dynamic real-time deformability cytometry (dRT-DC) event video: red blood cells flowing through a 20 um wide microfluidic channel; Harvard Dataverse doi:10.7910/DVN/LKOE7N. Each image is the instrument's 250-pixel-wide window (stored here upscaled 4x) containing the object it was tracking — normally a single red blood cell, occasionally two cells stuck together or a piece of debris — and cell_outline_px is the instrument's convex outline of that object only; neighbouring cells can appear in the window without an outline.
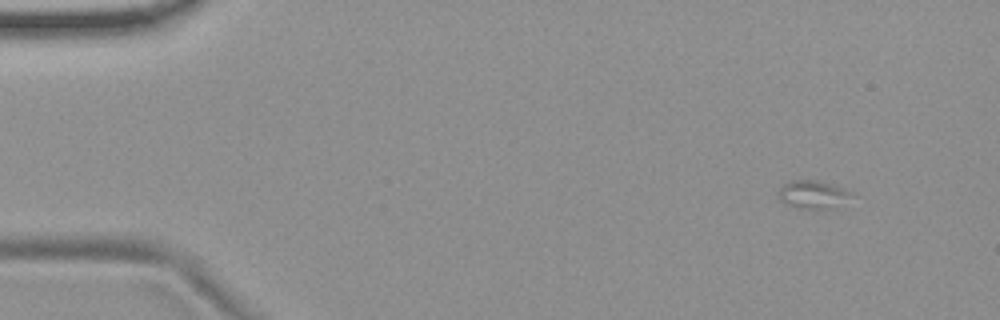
{"species": "common noctule bat (a hibernating species)", "species_latin": "Nyctalus noctula", "temperature_condition": "room temperature", "stored_images_in_passage": 7, "camera_frame_rate_fps": 3000, "um_per_image_px": 0.085, "animal": {"sex": "female", "body_mass_g": 19.9}, "frame": {"image": 1, "passage_image": 1, "time_ms": 0.0, "image_size_px": [1000, 320], "cell_outline_px": [[856, 196], [828, 208], [800, 208], [788, 204], [780, 200], [780, 188], [784, 184], [792, 180], [820, 180], [836, 184], [852, 192]], "centroid_in_image_um": [69.16, 16.49], "position_along_channel_um": 15.8, "area_um2": 11.79}}